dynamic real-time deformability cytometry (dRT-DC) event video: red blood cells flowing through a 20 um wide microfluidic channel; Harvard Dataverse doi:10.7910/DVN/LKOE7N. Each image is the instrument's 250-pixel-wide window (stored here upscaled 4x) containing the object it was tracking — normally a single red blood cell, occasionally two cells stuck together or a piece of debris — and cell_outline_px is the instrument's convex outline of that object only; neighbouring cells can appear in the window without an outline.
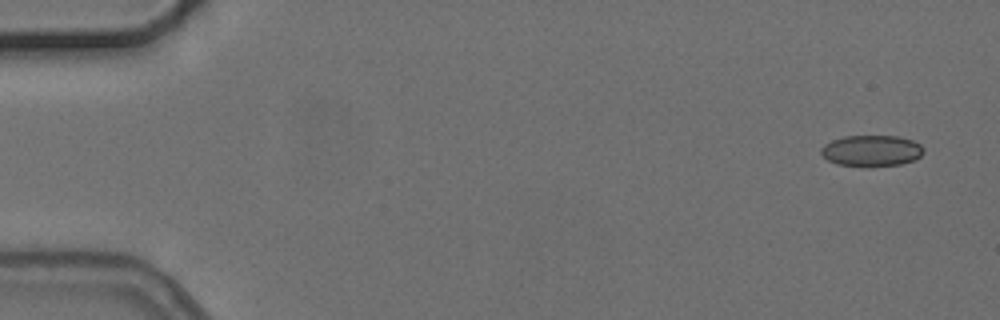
{"species": "common noctule bat (a hibernating species)", "species_latin": "Nyctalus noctula", "temperature_condition": "cold", "stored_images_in_passage": 2, "camera_frame_rate_fps": 3000, "um_per_image_px": 0.085, "animal": {"sex": "female", "body_mass_g": 24.6, "forearm_length_mm": 56.2}, "frame": {"image": 1, "passage_image": 2, "time_ms": 1.333, "image_size_px": [1000, 320], "cell_outline_px": [[924, 152], [920, 156], [912, 160], [900, 164], [864, 168], [836, 164], [828, 160], [820, 152], [820, 148], [824, 144], [832, 140], [844, 136], [900, 136], [912, 140], [920, 144], [924, 148]], "centroid_in_image_um": [74.06, 12.83], "position_along_channel_um": 10.9, "area_um2": 18.96}}